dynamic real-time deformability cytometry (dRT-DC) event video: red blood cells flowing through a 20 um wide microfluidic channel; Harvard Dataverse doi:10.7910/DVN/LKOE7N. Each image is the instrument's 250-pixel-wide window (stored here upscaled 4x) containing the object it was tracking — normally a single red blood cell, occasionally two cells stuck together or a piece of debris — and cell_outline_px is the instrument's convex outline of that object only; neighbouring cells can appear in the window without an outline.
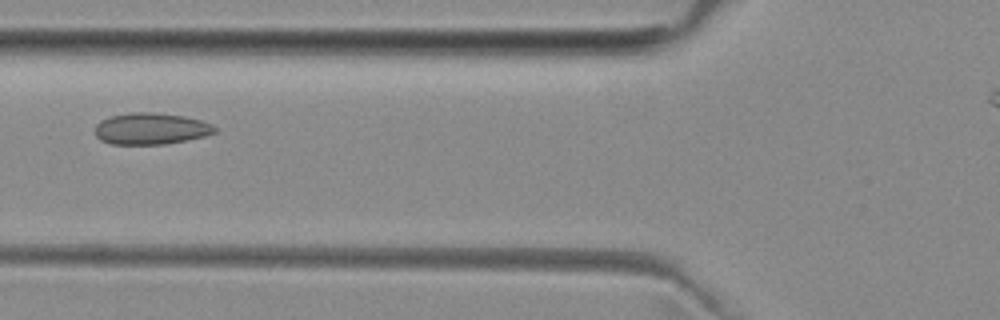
{"species": "common noctule bat (a hibernating species)", "species_latin": "Nyctalus noctula", "temperature_condition": "room temperature", "stored_images_in_passage": 4, "camera_frame_rate_fps": 3000, "um_per_image_px": 0.085, "animal": {"sex": "female", "body_mass_g": 29.2, "forearm_length_mm": 56.3}, "frame": {"image": 1, "passage_image": 4, "time_ms": 3.333, "image_size_px": [1000, 320], "cell_outline_px": [[216, 132], [204, 136], [164, 144], [112, 144], [100, 140], [96, 136], [96, 124], [100, 120], [108, 116], [128, 112], [156, 112], [184, 116], [200, 120], [212, 124], [216, 128]], "centroid_in_image_um": [12.79, 10.92], "position_along_channel_um": 113.0, "area_um2": 22.08}}